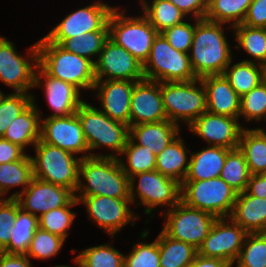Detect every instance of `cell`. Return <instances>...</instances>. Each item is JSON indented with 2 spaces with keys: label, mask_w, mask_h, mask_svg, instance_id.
Returning a JSON list of instances; mask_svg holds the SVG:
<instances>
[{
  "label": "cell",
  "mask_w": 266,
  "mask_h": 267,
  "mask_svg": "<svg viewBox=\"0 0 266 267\" xmlns=\"http://www.w3.org/2000/svg\"><path fill=\"white\" fill-rule=\"evenodd\" d=\"M246 121H266V79L240 99L239 118Z\"/></svg>",
  "instance_id": "cell-43"
},
{
  "label": "cell",
  "mask_w": 266,
  "mask_h": 267,
  "mask_svg": "<svg viewBox=\"0 0 266 267\" xmlns=\"http://www.w3.org/2000/svg\"><path fill=\"white\" fill-rule=\"evenodd\" d=\"M66 240L59 235L44 231L40 228L34 233L26 256L30 259H50L57 255Z\"/></svg>",
  "instance_id": "cell-44"
},
{
  "label": "cell",
  "mask_w": 266,
  "mask_h": 267,
  "mask_svg": "<svg viewBox=\"0 0 266 267\" xmlns=\"http://www.w3.org/2000/svg\"><path fill=\"white\" fill-rule=\"evenodd\" d=\"M35 102L33 96V103L10 123L2 137L24 150L28 145L34 147L40 140L42 116Z\"/></svg>",
  "instance_id": "cell-26"
},
{
  "label": "cell",
  "mask_w": 266,
  "mask_h": 267,
  "mask_svg": "<svg viewBox=\"0 0 266 267\" xmlns=\"http://www.w3.org/2000/svg\"><path fill=\"white\" fill-rule=\"evenodd\" d=\"M124 267H161L158 236L154 242H139L124 256Z\"/></svg>",
  "instance_id": "cell-46"
},
{
  "label": "cell",
  "mask_w": 266,
  "mask_h": 267,
  "mask_svg": "<svg viewBox=\"0 0 266 267\" xmlns=\"http://www.w3.org/2000/svg\"><path fill=\"white\" fill-rule=\"evenodd\" d=\"M136 178L139 180L137 181ZM129 183L132 204L138 197L140 203H137V206L142 204L145 207L144 213L147 215H150L157 206L161 208L168 206L171 209L180 201L181 184L157 170L131 176ZM135 183L138 185L136 186Z\"/></svg>",
  "instance_id": "cell-11"
},
{
  "label": "cell",
  "mask_w": 266,
  "mask_h": 267,
  "mask_svg": "<svg viewBox=\"0 0 266 267\" xmlns=\"http://www.w3.org/2000/svg\"><path fill=\"white\" fill-rule=\"evenodd\" d=\"M25 155L23 148L0 137V164L18 161Z\"/></svg>",
  "instance_id": "cell-51"
},
{
  "label": "cell",
  "mask_w": 266,
  "mask_h": 267,
  "mask_svg": "<svg viewBox=\"0 0 266 267\" xmlns=\"http://www.w3.org/2000/svg\"><path fill=\"white\" fill-rule=\"evenodd\" d=\"M231 63L232 61L226 67L223 75L240 97L266 79V68L256 64L254 60L243 59L233 65Z\"/></svg>",
  "instance_id": "cell-29"
},
{
  "label": "cell",
  "mask_w": 266,
  "mask_h": 267,
  "mask_svg": "<svg viewBox=\"0 0 266 267\" xmlns=\"http://www.w3.org/2000/svg\"><path fill=\"white\" fill-rule=\"evenodd\" d=\"M161 96L167 119L179 126L182 121L189 126L207 111L206 92L200 78L161 82Z\"/></svg>",
  "instance_id": "cell-6"
},
{
  "label": "cell",
  "mask_w": 266,
  "mask_h": 267,
  "mask_svg": "<svg viewBox=\"0 0 266 267\" xmlns=\"http://www.w3.org/2000/svg\"><path fill=\"white\" fill-rule=\"evenodd\" d=\"M143 72L145 79L157 82L198 79L191 67L189 54L175 50L162 33H158L153 41Z\"/></svg>",
  "instance_id": "cell-9"
},
{
  "label": "cell",
  "mask_w": 266,
  "mask_h": 267,
  "mask_svg": "<svg viewBox=\"0 0 266 267\" xmlns=\"http://www.w3.org/2000/svg\"><path fill=\"white\" fill-rule=\"evenodd\" d=\"M20 206L15 198H0V252L10 241V228L15 224Z\"/></svg>",
  "instance_id": "cell-47"
},
{
  "label": "cell",
  "mask_w": 266,
  "mask_h": 267,
  "mask_svg": "<svg viewBox=\"0 0 266 267\" xmlns=\"http://www.w3.org/2000/svg\"><path fill=\"white\" fill-rule=\"evenodd\" d=\"M6 94H4L1 90H0V104L3 100V98L5 97Z\"/></svg>",
  "instance_id": "cell-55"
},
{
  "label": "cell",
  "mask_w": 266,
  "mask_h": 267,
  "mask_svg": "<svg viewBox=\"0 0 266 267\" xmlns=\"http://www.w3.org/2000/svg\"><path fill=\"white\" fill-rule=\"evenodd\" d=\"M195 32V23L191 24L184 21L181 24L174 25L162 32L168 43L178 51L189 54L193 35Z\"/></svg>",
  "instance_id": "cell-48"
},
{
  "label": "cell",
  "mask_w": 266,
  "mask_h": 267,
  "mask_svg": "<svg viewBox=\"0 0 266 267\" xmlns=\"http://www.w3.org/2000/svg\"><path fill=\"white\" fill-rule=\"evenodd\" d=\"M135 81L96 80L93 87L101 110L109 118L130 126V101Z\"/></svg>",
  "instance_id": "cell-21"
},
{
  "label": "cell",
  "mask_w": 266,
  "mask_h": 267,
  "mask_svg": "<svg viewBox=\"0 0 266 267\" xmlns=\"http://www.w3.org/2000/svg\"><path fill=\"white\" fill-rule=\"evenodd\" d=\"M74 257L78 267H124V256L112 245L88 247Z\"/></svg>",
  "instance_id": "cell-38"
},
{
  "label": "cell",
  "mask_w": 266,
  "mask_h": 267,
  "mask_svg": "<svg viewBox=\"0 0 266 267\" xmlns=\"http://www.w3.org/2000/svg\"><path fill=\"white\" fill-rule=\"evenodd\" d=\"M89 150L106 147L114 154L101 157L119 158L129 138V126L109 118L99 108L83 102L76 112ZM117 153V154H116Z\"/></svg>",
  "instance_id": "cell-5"
},
{
  "label": "cell",
  "mask_w": 266,
  "mask_h": 267,
  "mask_svg": "<svg viewBox=\"0 0 266 267\" xmlns=\"http://www.w3.org/2000/svg\"><path fill=\"white\" fill-rule=\"evenodd\" d=\"M33 178L32 161L29 155H25L18 161L0 164V198L13 187L23 186L22 190L15 192L8 198H16L30 184Z\"/></svg>",
  "instance_id": "cell-31"
},
{
  "label": "cell",
  "mask_w": 266,
  "mask_h": 267,
  "mask_svg": "<svg viewBox=\"0 0 266 267\" xmlns=\"http://www.w3.org/2000/svg\"><path fill=\"white\" fill-rule=\"evenodd\" d=\"M253 0H208L205 19L230 24L231 27L242 24Z\"/></svg>",
  "instance_id": "cell-35"
},
{
  "label": "cell",
  "mask_w": 266,
  "mask_h": 267,
  "mask_svg": "<svg viewBox=\"0 0 266 267\" xmlns=\"http://www.w3.org/2000/svg\"><path fill=\"white\" fill-rule=\"evenodd\" d=\"M180 133V126L170 120L129 126V138L137 145L148 146L156 156Z\"/></svg>",
  "instance_id": "cell-24"
},
{
  "label": "cell",
  "mask_w": 266,
  "mask_h": 267,
  "mask_svg": "<svg viewBox=\"0 0 266 267\" xmlns=\"http://www.w3.org/2000/svg\"><path fill=\"white\" fill-rule=\"evenodd\" d=\"M246 235L247 232L231 218H217L198 249V254L224 260L233 266Z\"/></svg>",
  "instance_id": "cell-15"
},
{
  "label": "cell",
  "mask_w": 266,
  "mask_h": 267,
  "mask_svg": "<svg viewBox=\"0 0 266 267\" xmlns=\"http://www.w3.org/2000/svg\"><path fill=\"white\" fill-rule=\"evenodd\" d=\"M109 38L108 24L106 23L100 30L79 34L69 39H65L60 46L66 51L72 52L82 57H86L95 63L94 58L99 56L103 46Z\"/></svg>",
  "instance_id": "cell-37"
},
{
  "label": "cell",
  "mask_w": 266,
  "mask_h": 267,
  "mask_svg": "<svg viewBox=\"0 0 266 267\" xmlns=\"http://www.w3.org/2000/svg\"><path fill=\"white\" fill-rule=\"evenodd\" d=\"M185 147V141L178 135L156 156L155 170L181 184L187 176L190 163Z\"/></svg>",
  "instance_id": "cell-28"
},
{
  "label": "cell",
  "mask_w": 266,
  "mask_h": 267,
  "mask_svg": "<svg viewBox=\"0 0 266 267\" xmlns=\"http://www.w3.org/2000/svg\"><path fill=\"white\" fill-rule=\"evenodd\" d=\"M74 198L71 189L33 177L29 186L15 199L22 210L40 217L43 213L67 206Z\"/></svg>",
  "instance_id": "cell-18"
},
{
  "label": "cell",
  "mask_w": 266,
  "mask_h": 267,
  "mask_svg": "<svg viewBox=\"0 0 266 267\" xmlns=\"http://www.w3.org/2000/svg\"><path fill=\"white\" fill-rule=\"evenodd\" d=\"M229 218L247 233H265L266 198L250 195L247 191L238 193Z\"/></svg>",
  "instance_id": "cell-25"
},
{
  "label": "cell",
  "mask_w": 266,
  "mask_h": 267,
  "mask_svg": "<svg viewBox=\"0 0 266 267\" xmlns=\"http://www.w3.org/2000/svg\"><path fill=\"white\" fill-rule=\"evenodd\" d=\"M40 140L75 155L85 153L82 158L101 157V154L90 152L76 113L68 116H47L41 119Z\"/></svg>",
  "instance_id": "cell-13"
},
{
  "label": "cell",
  "mask_w": 266,
  "mask_h": 267,
  "mask_svg": "<svg viewBox=\"0 0 266 267\" xmlns=\"http://www.w3.org/2000/svg\"><path fill=\"white\" fill-rule=\"evenodd\" d=\"M125 12L114 6L107 21L109 38L144 64L158 31L143 14L140 17H127Z\"/></svg>",
  "instance_id": "cell-7"
},
{
  "label": "cell",
  "mask_w": 266,
  "mask_h": 267,
  "mask_svg": "<svg viewBox=\"0 0 266 267\" xmlns=\"http://www.w3.org/2000/svg\"><path fill=\"white\" fill-rule=\"evenodd\" d=\"M235 32L237 49H243L259 65L266 68V28L249 27L239 24L232 27Z\"/></svg>",
  "instance_id": "cell-36"
},
{
  "label": "cell",
  "mask_w": 266,
  "mask_h": 267,
  "mask_svg": "<svg viewBox=\"0 0 266 267\" xmlns=\"http://www.w3.org/2000/svg\"><path fill=\"white\" fill-rule=\"evenodd\" d=\"M121 155H125L127 159L126 163L122 161L123 158H118L128 178L138 173L156 169V155L148 149V146L137 145L130 138H128Z\"/></svg>",
  "instance_id": "cell-40"
},
{
  "label": "cell",
  "mask_w": 266,
  "mask_h": 267,
  "mask_svg": "<svg viewBox=\"0 0 266 267\" xmlns=\"http://www.w3.org/2000/svg\"><path fill=\"white\" fill-rule=\"evenodd\" d=\"M39 228V217L22 210L17 212L15 224L10 228V241L2 251L7 254L26 255L34 233Z\"/></svg>",
  "instance_id": "cell-32"
},
{
  "label": "cell",
  "mask_w": 266,
  "mask_h": 267,
  "mask_svg": "<svg viewBox=\"0 0 266 267\" xmlns=\"http://www.w3.org/2000/svg\"><path fill=\"white\" fill-rule=\"evenodd\" d=\"M78 203H83L88 213V218L104 229L111 237L126 224L135 225L138 218L130 209L131 199H117L106 196H79Z\"/></svg>",
  "instance_id": "cell-14"
},
{
  "label": "cell",
  "mask_w": 266,
  "mask_h": 267,
  "mask_svg": "<svg viewBox=\"0 0 266 267\" xmlns=\"http://www.w3.org/2000/svg\"><path fill=\"white\" fill-rule=\"evenodd\" d=\"M195 32L189 53L191 67L197 78L223 75L233 60L223 23L195 19ZM223 26V28H222Z\"/></svg>",
  "instance_id": "cell-1"
},
{
  "label": "cell",
  "mask_w": 266,
  "mask_h": 267,
  "mask_svg": "<svg viewBox=\"0 0 266 267\" xmlns=\"http://www.w3.org/2000/svg\"><path fill=\"white\" fill-rule=\"evenodd\" d=\"M35 157L30 156L33 177L76 193L79 183V167L82 156L39 140L34 145Z\"/></svg>",
  "instance_id": "cell-4"
},
{
  "label": "cell",
  "mask_w": 266,
  "mask_h": 267,
  "mask_svg": "<svg viewBox=\"0 0 266 267\" xmlns=\"http://www.w3.org/2000/svg\"><path fill=\"white\" fill-rule=\"evenodd\" d=\"M242 24L249 27L266 28V0H253Z\"/></svg>",
  "instance_id": "cell-49"
},
{
  "label": "cell",
  "mask_w": 266,
  "mask_h": 267,
  "mask_svg": "<svg viewBox=\"0 0 266 267\" xmlns=\"http://www.w3.org/2000/svg\"><path fill=\"white\" fill-rule=\"evenodd\" d=\"M231 149L209 146L199 152L190 153L189 171L184 181L214 179L220 176L227 153Z\"/></svg>",
  "instance_id": "cell-27"
},
{
  "label": "cell",
  "mask_w": 266,
  "mask_h": 267,
  "mask_svg": "<svg viewBox=\"0 0 266 267\" xmlns=\"http://www.w3.org/2000/svg\"><path fill=\"white\" fill-rule=\"evenodd\" d=\"M237 194L220 177L199 181H183L180 201L189 207L221 218L231 215Z\"/></svg>",
  "instance_id": "cell-8"
},
{
  "label": "cell",
  "mask_w": 266,
  "mask_h": 267,
  "mask_svg": "<svg viewBox=\"0 0 266 267\" xmlns=\"http://www.w3.org/2000/svg\"><path fill=\"white\" fill-rule=\"evenodd\" d=\"M266 130L243 128L239 149L244 153L251 175L266 173Z\"/></svg>",
  "instance_id": "cell-30"
},
{
  "label": "cell",
  "mask_w": 266,
  "mask_h": 267,
  "mask_svg": "<svg viewBox=\"0 0 266 267\" xmlns=\"http://www.w3.org/2000/svg\"><path fill=\"white\" fill-rule=\"evenodd\" d=\"M28 52L29 56H20L14 43L0 36V81L13 88V93H29L34 88L38 67L37 42Z\"/></svg>",
  "instance_id": "cell-12"
},
{
  "label": "cell",
  "mask_w": 266,
  "mask_h": 267,
  "mask_svg": "<svg viewBox=\"0 0 266 267\" xmlns=\"http://www.w3.org/2000/svg\"><path fill=\"white\" fill-rule=\"evenodd\" d=\"M33 103L30 93H10L0 104V137H3L12 121Z\"/></svg>",
  "instance_id": "cell-45"
},
{
  "label": "cell",
  "mask_w": 266,
  "mask_h": 267,
  "mask_svg": "<svg viewBox=\"0 0 266 267\" xmlns=\"http://www.w3.org/2000/svg\"><path fill=\"white\" fill-rule=\"evenodd\" d=\"M246 191L250 195L266 198V173L251 175Z\"/></svg>",
  "instance_id": "cell-52"
},
{
  "label": "cell",
  "mask_w": 266,
  "mask_h": 267,
  "mask_svg": "<svg viewBox=\"0 0 266 267\" xmlns=\"http://www.w3.org/2000/svg\"><path fill=\"white\" fill-rule=\"evenodd\" d=\"M36 71L34 87L44 88L48 107L54 112L50 117L68 116L76 113L84 102L80 98V90L70 83L47 75L39 66Z\"/></svg>",
  "instance_id": "cell-22"
},
{
  "label": "cell",
  "mask_w": 266,
  "mask_h": 267,
  "mask_svg": "<svg viewBox=\"0 0 266 267\" xmlns=\"http://www.w3.org/2000/svg\"><path fill=\"white\" fill-rule=\"evenodd\" d=\"M113 9V6L111 7L103 2H93L86 7L69 13L44 38L48 42L60 45L65 39L87 32L98 31L107 23Z\"/></svg>",
  "instance_id": "cell-16"
},
{
  "label": "cell",
  "mask_w": 266,
  "mask_h": 267,
  "mask_svg": "<svg viewBox=\"0 0 266 267\" xmlns=\"http://www.w3.org/2000/svg\"><path fill=\"white\" fill-rule=\"evenodd\" d=\"M96 59V80H128L138 82L145 79L143 64L110 38L107 39Z\"/></svg>",
  "instance_id": "cell-17"
},
{
  "label": "cell",
  "mask_w": 266,
  "mask_h": 267,
  "mask_svg": "<svg viewBox=\"0 0 266 267\" xmlns=\"http://www.w3.org/2000/svg\"><path fill=\"white\" fill-rule=\"evenodd\" d=\"M163 212L166 223L162 232L173 239L192 245L197 250L217 219L207 212L185 205L182 201Z\"/></svg>",
  "instance_id": "cell-10"
},
{
  "label": "cell",
  "mask_w": 266,
  "mask_h": 267,
  "mask_svg": "<svg viewBox=\"0 0 266 267\" xmlns=\"http://www.w3.org/2000/svg\"><path fill=\"white\" fill-rule=\"evenodd\" d=\"M161 267H189L198 250L192 245L165 235H158Z\"/></svg>",
  "instance_id": "cell-33"
},
{
  "label": "cell",
  "mask_w": 266,
  "mask_h": 267,
  "mask_svg": "<svg viewBox=\"0 0 266 267\" xmlns=\"http://www.w3.org/2000/svg\"><path fill=\"white\" fill-rule=\"evenodd\" d=\"M251 173L244 153L239 149H231L220 173L222 178L237 193L246 191Z\"/></svg>",
  "instance_id": "cell-39"
},
{
  "label": "cell",
  "mask_w": 266,
  "mask_h": 267,
  "mask_svg": "<svg viewBox=\"0 0 266 267\" xmlns=\"http://www.w3.org/2000/svg\"><path fill=\"white\" fill-rule=\"evenodd\" d=\"M179 8L186 16L191 14L192 18L205 19L208 9V0H169Z\"/></svg>",
  "instance_id": "cell-50"
},
{
  "label": "cell",
  "mask_w": 266,
  "mask_h": 267,
  "mask_svg": "<svg viewBox=\"0 0 266 267\" xmlns=\"http://www.w3.org/2000/svg\"><path fill=\"white\" fill-rule=\"evenodd\" d=\"M168 120L163 108L161 82L143 79L134 84L130 101V126Z\"/></svg>",
  "instance_id": "cell-20"
},
{
  "label": "cell",
  "mask_w": 266,
  "mask_h": 267,
  "mask_svg": "<svg viewBox=\"0 0 266 267\" xmlns=\"http://www.w3.org/2000/svg\"><path fill=\"white\" fill-rule=\"evenodd\" d=\"M235 263L237 267H266V232L247 233Z\"/></svg>",
  "instance_id": "cell-42"
},
{
  "label": "cell",
  "mask_w": 266,
  "mask_h": 267,
  "mask_svg": "<svg viewBox=\"0 0 266 267\" xmlns=\"http://www.w3.org/2000/svg\"><path fill=\"white\" fill-rule=\"evenodd\" d=\"M0 267H32L26 255L0 252Z\"/></svg>",
  "instance_id": "cell-53"
},
{
  "label": "cell",
  "mask_w": 266,
  "mask_h": 267,
  "mask_svg": "<svg viewBox=\"0 0 266 267\" xmlns=\"http://www.w3.org/2000/svg\"><path fill=\"white\" fill-rule=\"evenodd\" d=\"M206 92L207 111L239 118L241 97L230 86L224 75H207L200 78Z\"/></svg>",
  "instance_id": "cell-23"
},
{
  "label": "cell",
  "mask_w": 266,
  "mask_h": 267,
  "mask_svg": "<svg viewBox=\"0 0 266 267\" xmlns=\"http://www.w3.org/2000/svg\"><path fill=\"white\" fill-rule=\"evenodd\" d=\"M143 15L150 24L162 33L174 25L184 22L187 16L169 0H153L147 3L146 0H140Z\"/></svg>",
  "instance_id": "cell-34"
},
{
  "label": "cell",
  "mask_w": 266,
  "mask_h": 267,
  "mask_svg": "<svg viewBox=\"0 0 266 267\" xmlns=\"http://www.w3.org/2000/svg\"><path fill=\"white\" fill-rule=\"evenodd\" d=\"M78 200L74 198L67 206H63L49 212L43 213L39 217V228L59 235L66 240L69 228L76 217L71 208L78 205Z\"/></svg>",
  "instance_id": "cell-41"
},
{
  "label": "cell",
  "mask_w": 266,
  "mask_h": 267,
  "mask_svg": "<svg viewBox=\"0 0 266 267\" xmlns=\"http://www.w3.org/2000/svg\"><path fill=\"white\" fill-rule=\"evenodd\" d=\"M238 120L239 118L205 111L188 126V129L209 146L236 149L239 147L240 135L244 128Z\"/></svg>",
  "instance_id": "cell-19"
},
{
  "label": "cell",
  "mask_w": 266,
  "mask_h": 267,
  "mask_svg": "<svg viewBox=\"0 0 266 267\" xmlns=\"http://www.w3.org/2000/svg\"><path fill=\"white\" fill-rule=\"evenodd\" d=\"M81 178H84L82 180L86 182L85 184ZM95 195L131 199L129 178L124 173L118 158L93 156L82 158L75 198Z\"/></svg>",
  "instance_id": "cell-2"
},
{
  "label": "cell",
  "mask_w": 266,
  "mask_h": 267,
  "mask_svg": "<svg viewBox=\"0 0 266 267\" xmlns=\"http://www.w3.org/2000/svg\"><path fill=\"white\" fill-rule=\"evenodd\" d=\"M54 267H72V266H70V265H57V266H54Z\"/></svg>",
  "instance_id": "cell-56"
},
{
  "label": "cell",
  "mask_w": 266,
  "mask_h": 267,
  "mask_svg": "<svg viewBox=\"0 0 266 267\" xmlns=\"http://www.w3.org/2000/svg\"><path fill=\"white\" fill-rule=\"evenodd\" d=\"M38 66L49 76L70 83L80 91L92 90L96 82L95 63L66 51L44 37L37 42Z\"/></svg>",
  "instance_id": "cell-3"
},
{
  "label": "cell",
  "mask_w": 266,
  "mask_h": 267,
  "mask_svg": "<svg viewBox=\"0 0 266 267\" xmlns=\"http://www.w3.org/2000/svg\"><path fill=\"white\" fill-rule=\"evenodd\" d=\"M189 267H232L229 263L218 258L205 257L197 253Z\"/></svg>",
  "instance_id": "cell-54"
}]
</instances>
